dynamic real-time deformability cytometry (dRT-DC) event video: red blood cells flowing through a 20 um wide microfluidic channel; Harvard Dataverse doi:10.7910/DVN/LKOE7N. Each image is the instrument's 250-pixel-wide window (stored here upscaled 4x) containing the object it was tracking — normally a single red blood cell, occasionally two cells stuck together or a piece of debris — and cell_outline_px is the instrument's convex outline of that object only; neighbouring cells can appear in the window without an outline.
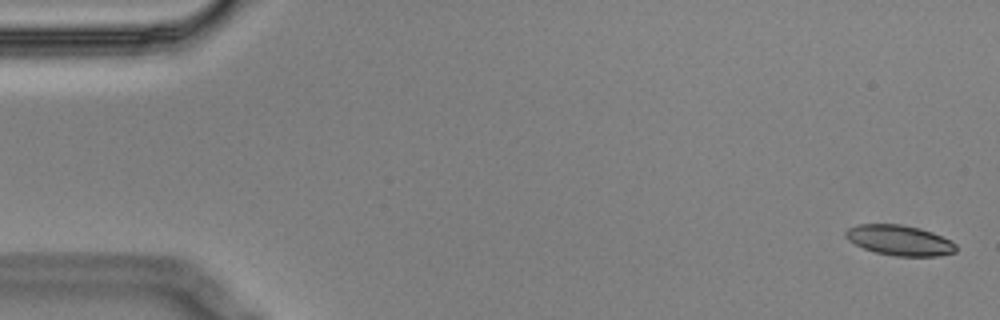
{"species": "Egyptian fruit bat (a non-hibernating species)", "species_latin": "Rousettus aegyptiacus", "temperature_condition": "cold", "stored_images_in_passage": 11, "camera_frame_rate_fps": 3000, "um_per_image_px": 0.085, "animal": {"sex": "male"}, "frame": {"image": 1, "passage_image": 1, "time_ms": 0.0, "image_size_px": [1000, 320], "cell_outline_px": [[956, 252], [940, 256], [896, 256], [876, 252], [864, 248], [848, 240], [844, 236], [844, 232], [848, 228], [856, 224], [900, 224], [920, 228], [932, 232], [952, 240], [956, 244]], "centroid_in_image_um": [76.47, 20.42], "position_along_channel_um": 8.5, "area_um2": 19.59}}
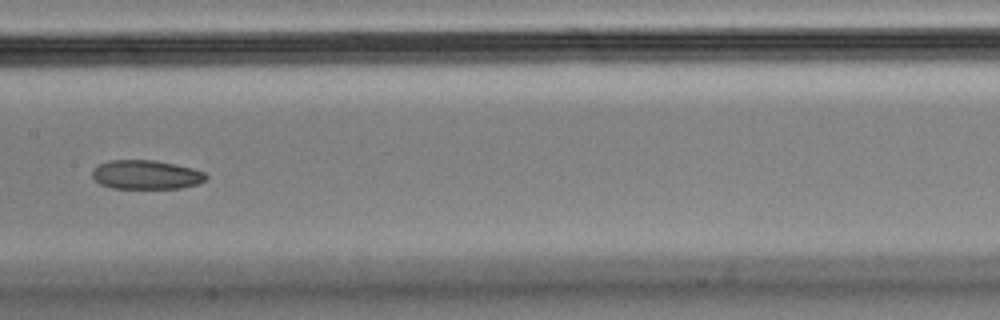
{"frame": {"image": 2, "passage_image": 8, "time_ms": 2.333, "image_size_px": [1000, 320], "cell_outline_px": [[208, 176], [200, 184], [180, 188], [112, 188], [100, 184], [92, 176], [92, 172], [100, 164], [112, 160], [156, 160], [176, 164], [192, 168], [204, 172]], "centroid_in_image_um": [12.46, 14.85], "position_along_channel_um": 194.9, "area_um2": 19.19}}
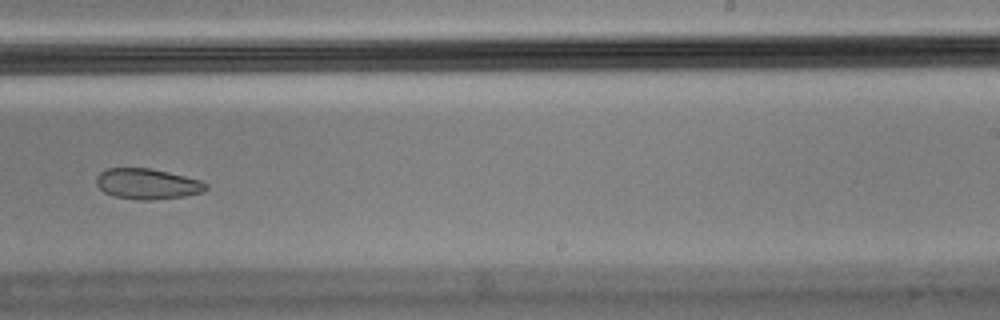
{"frame": {"image": 3, "passage_image": 10, "time_ms": 3.0, "image_size_px": [1000, 320], "cell_outline_px": [[208, 188], [200, 192], [184, 196], [152, 200], [140, 200], [116, 196], [104, 192], [96, 184], [96, 176], [100, 172], [108, 168], [148, 168], [168, 172], [200, 180], [208, 184]], "centroid_in_image_um": [12.51, 15.62], "position_along_channel_um": 276.5, "area_um2": 19.36}}